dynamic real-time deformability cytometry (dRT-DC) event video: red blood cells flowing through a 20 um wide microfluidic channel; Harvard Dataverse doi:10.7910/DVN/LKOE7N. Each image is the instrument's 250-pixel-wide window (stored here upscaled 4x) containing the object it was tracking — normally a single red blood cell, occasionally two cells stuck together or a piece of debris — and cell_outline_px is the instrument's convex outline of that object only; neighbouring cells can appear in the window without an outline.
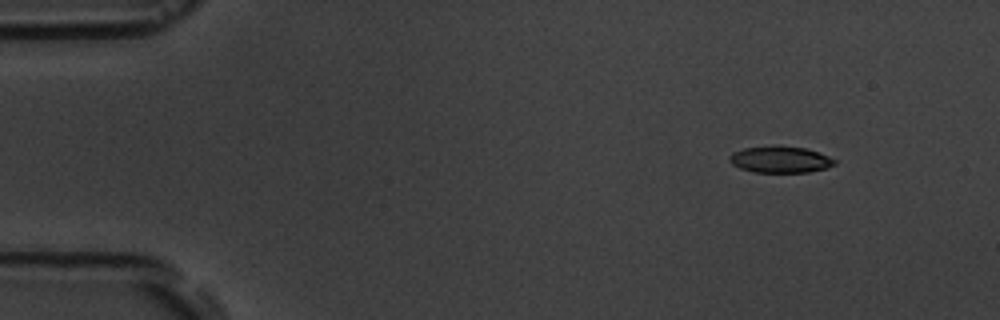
{"species": "common noctule bat (a hibernating species)", "species_latin": "Nyctalus noctula", "temperature_condition": "room temperature", "stored_images_in_passage": 3, "camera_frame_rate_fps": 3000, "um_per_image_px": 0.085, "animal": {"sex": "male", "body_mass_g": 19.5, "forearm_length_mm": 54.6}, "frame": {"image": 1, "passage_image": 1, "time_ms": 0.0, "image_size_px": [1000, 320], "cell_outline_px": [[836, 164], [828, 168], [808, 172], [752, 172], [740, 168], [732, 164], [728, 160], [728, 156], [732, 152], [744, 148], [804, 148], [828, 156], [836, 160]], "centroid_in_image_um": [66.31, 13.6], "position_along_channel_um": 18.7, "area_um2": 15.66}}